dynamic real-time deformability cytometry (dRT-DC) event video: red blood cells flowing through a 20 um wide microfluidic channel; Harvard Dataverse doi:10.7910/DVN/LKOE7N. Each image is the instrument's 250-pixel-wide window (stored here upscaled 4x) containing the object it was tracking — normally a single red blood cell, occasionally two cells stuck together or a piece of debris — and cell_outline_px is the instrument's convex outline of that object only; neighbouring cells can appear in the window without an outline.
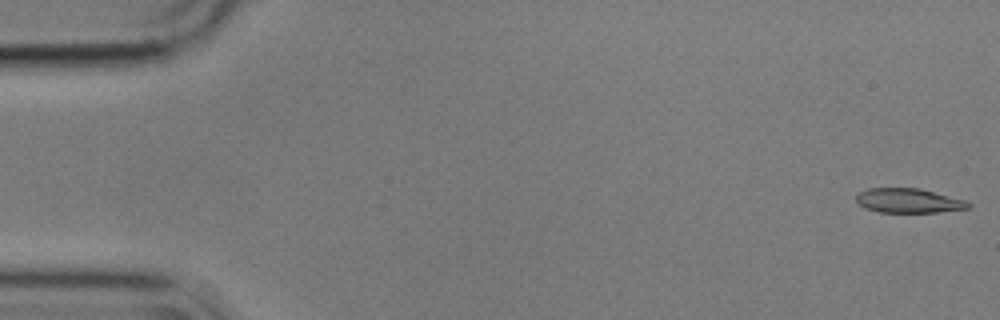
{"species": "common noctule bat (a hibernating species)", "species_latin": "Nyctalus noctula", "temperature_condition": "cold", "stored_images_in_passage": 17, "camera_frame_rate_fps": 3000, "um_per_image_px": 0.085, "animal": {"sex": "male", "body_mass_g": 17.9}, "frame": {"image": 1, "passage_image": 1, "time_ms": 0.0, "image_size_px": [1000, 320], "cell_outline_px": [[972, 204], [968, 208], [936, 212], [880, 212], [864, 208], [856, 200], [856, 192], [868, 188], [920, 188], [968, 200]], "centroid_in_image_um": [77.23, 17.04], "position_along_channel_um": 7.8, "area_um2": 16.13}}
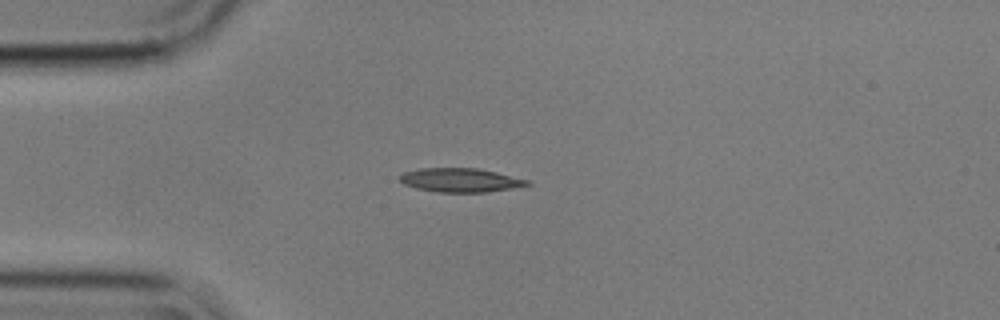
{"frame": {"image": 2, "passage_image": 14, "time_ms": 4.333, "image_size_px": [1000, 320], "cell_outline_px": [[532, 184], [512, 188], [488, 192], [440, 192], [416, 188], [404, 184], [400, 180], [400, 176], [404, 172], [420, 168], [476, 168], [496, 172], [528, 180]], "centroid_in_image_um": [39.13, 15.31], "position_along_channel_um": 45.9, "area_um2": 17.57}}